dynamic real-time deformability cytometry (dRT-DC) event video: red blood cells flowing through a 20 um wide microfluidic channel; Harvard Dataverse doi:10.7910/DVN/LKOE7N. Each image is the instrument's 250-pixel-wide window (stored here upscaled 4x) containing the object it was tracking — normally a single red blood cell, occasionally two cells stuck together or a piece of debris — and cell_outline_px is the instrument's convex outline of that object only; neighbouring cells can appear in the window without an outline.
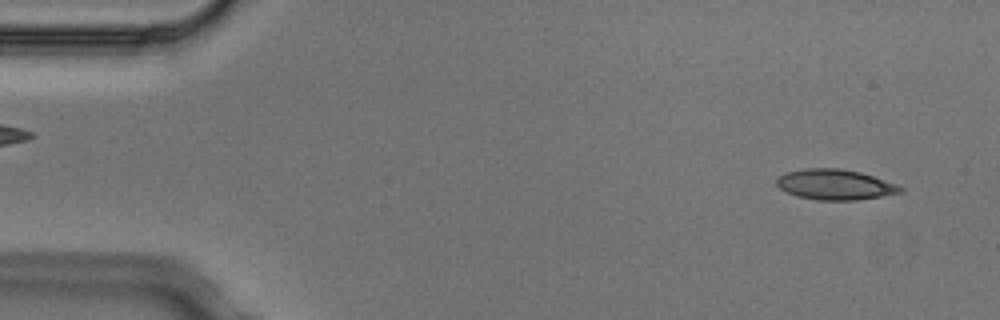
{"species": "Egyptian fruit bat (a non-hibernating species)", "species_latin": "Rousettus aegyptiacus", "temperature_condition": "cold", "stored_images_in_passage": 3, "segment_of_instrument_passage": [2, 2], "camera_frame_rate_fps": 3000, "um_per_image_px": 0.085, "animal": {"sex": "male"}, "frame": {"image": 1, "passage_image": 3, "time_ms": 0.667, "image_size_px": [1000, 320], "cell_outline_px": [[904, 192], [856, 200], [816, 200], [796, 196], [780, 188], [776, 184], [776, 180], [784, 172], [804, 168], [836, 168], [860, 172], [896, 184], [904, 188]], "centroid_in_image_um": [70.96, 15.69], "position_along_channel_um": 14.0, "area_um2": 21.85}}